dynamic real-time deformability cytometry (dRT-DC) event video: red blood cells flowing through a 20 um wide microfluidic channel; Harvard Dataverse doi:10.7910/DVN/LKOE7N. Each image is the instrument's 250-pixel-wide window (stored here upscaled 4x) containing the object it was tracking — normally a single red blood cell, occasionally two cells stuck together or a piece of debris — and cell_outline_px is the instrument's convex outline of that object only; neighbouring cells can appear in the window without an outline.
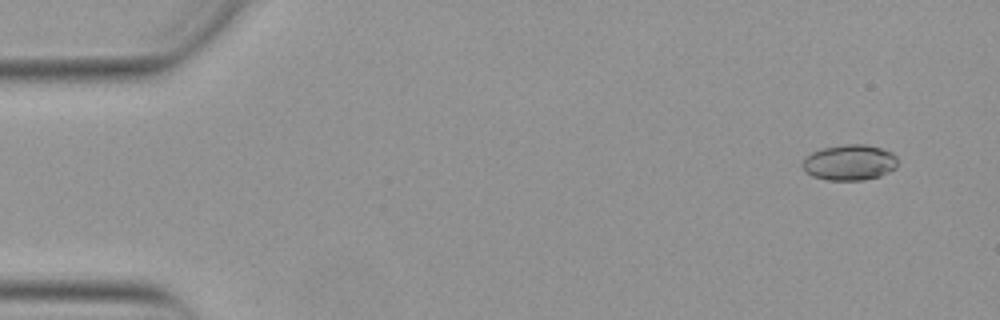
{"species": "Egyptian fruit bat (a non-hibernating species)", "species_latin": "Rousettus aegyptiacus", "temperature_condition": "warm", "stored_images_in_passage": 50, "camera_frame_rate_fps": 3000, "um_per_image_px": 0.085, "animal": {"sex": "female"}, "frame": {"image": 1, "passage_image": 1, "time_ms": 0.0, "image_size_px": [1000, 320], "cell_outline_px": [[896, 168], [880, 176], [864, 180], [828, 180], [812, 176], [804, 172], [800, 164], [812, 152], [820, 148], [844, 144], [868, 144], [892, 152], [896, 156]], "centroid_in_image_um": [72.18, 13.81], "position_along_channel_um": 12.8, "area_um2": 20.0}}
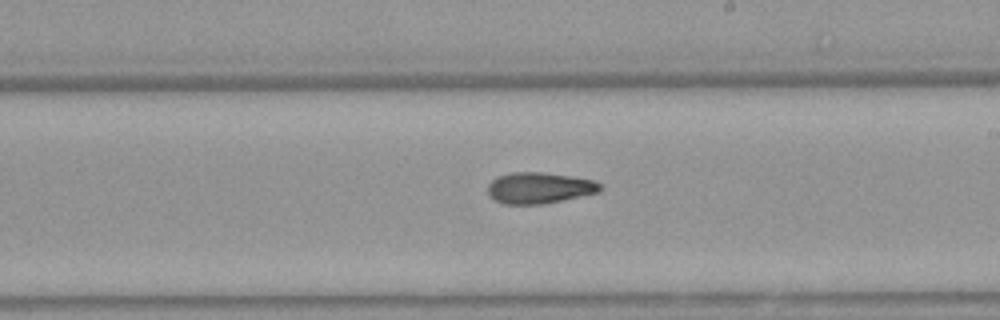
{"frame": {"image": 2, "passage_image": 28, "time_ms": 9.0, "image_size_px": [1000, 320], "cell_outline_px": [[604, 188], [600, 192], [544, 204], [500, 204], [492, 200], [488, 196], [488, 184], [496, 176], [512, 172], [544, 172], [592, 180], [600, 184]], "centroid_in_image_um": [45.79, 15.98], "position_along_channel_um": 243.2, "area_um2": 20.63}}
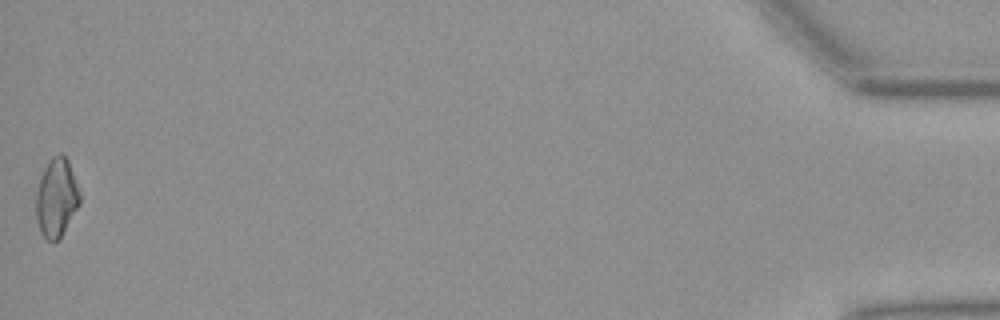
{"frame": {"image": 3, "passage_image": 50, "time_ms": 16.333, "image_size_px": [1000, 320], "cell_outline_px": [[80, 204], [60, 240], [52, 244], [40, 232], [36, 220], [36, 192], [40, 176], [48, 160], [52, 156], [60, 152], [68, 160], [80, 192]], "centroid_in_image_um": [4.79, 16.84], "position_along_channel_um": 430.4, "area_um2": 20.46}, "authors_computed_cell_mechanics": {"area_um2": 20.1722, "velocity_mm_per_s": 3.8991, "shape_relaxation_time_tau1_ms": null, "shape_relaxation_time_tau2_ms": 8.6875, "deformation_change_tau1": null, "deformation_change_tau2": 0.2087}}